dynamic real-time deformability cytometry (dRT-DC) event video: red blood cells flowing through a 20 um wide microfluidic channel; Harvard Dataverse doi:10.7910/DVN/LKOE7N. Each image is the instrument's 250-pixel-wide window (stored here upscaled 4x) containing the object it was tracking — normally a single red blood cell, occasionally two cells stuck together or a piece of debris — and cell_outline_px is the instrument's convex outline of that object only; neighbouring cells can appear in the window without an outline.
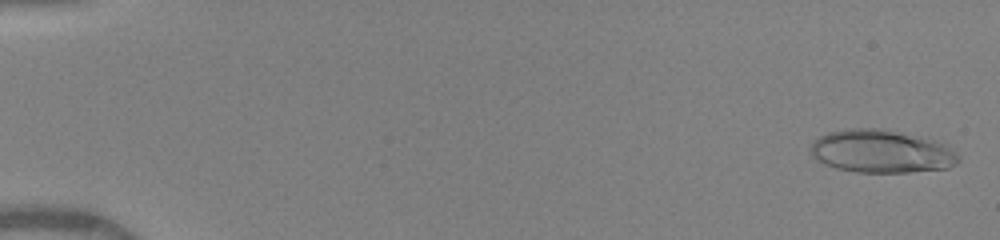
{"species": "human", "species_latin": "Homo sapiens", "temperature_condition": "warm", "stored_images_in_passage": 50, "camera_frame_rate_fps": 3000, "um_per_image_px": 0.085, "donor": {"sex": "female"}, "frame": {"image": 1, "passage_image": 2, "time_ms": 0.333, "image_size_px": [1000, 240], "cell_outline_px": [[960, 160], [956, 164], [948, 168], [908, 172], [856, 172], [836, 168], [816, 160], [812, 156], [812, 140], [828, 132], [844, 128], [880, 128], [920, 136], [936, 140], [956, 152], [960, 156]], "centroid_in_image_um": [74.92, 12.86], "position_along_channel_um": 10.1, "area_um2": 37.17}}
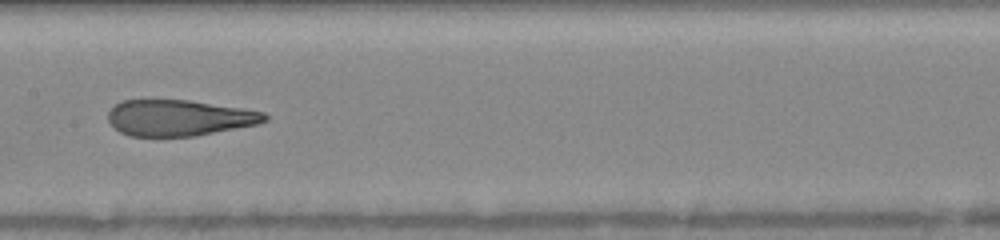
{"frame": {"image": 2, "passage_image": 27, "time_ms": 8.667, "image_size_px": [1000, 240], "cell_outline_px": [[268, 120], [260, 124], [196, 136], [128, 136], [120, 132], [108, 120], [108, 112], [112, 104], [120, 100], [188, 100], [240, 108], [264, 112], [268, 116]], "centroid_in_image_um": [15.21, 10.02], "position_along_channel_um": 192.2, "area_um2": 33.06}}
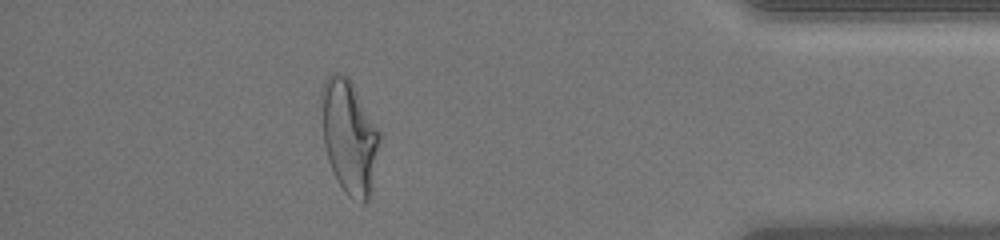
{"frame": {"image": 3, "passage_image": 45, "time_ms": 14.667, "image_size_px": [1000, 240], "cell_outline_px": [[380, 140], [368, 200], [364, 204], [360, 204], [348, 196], [344, 192], [336, 180], [328, 160], [324, 144], [320, 96], [324, 80], [332, 72], [340, 72], [348, 76], [380, 132]], "centroid_in_image_um": [29.65, 11.61], "position_along_channel_um": 405.5, "area_um2": 38.44}, "authors_computed_cell_mechanics": {"area_um2": 35.0557, "velocity_mm_per_s": 4.1295, "shape_relaxation_time_tau1_ms": 7.4287, "shape_relaxation_time_tau2_ms": 1.1935, "deformation_change_tau1": 0.2978, "deformation_change_tau2": 0.1054}}